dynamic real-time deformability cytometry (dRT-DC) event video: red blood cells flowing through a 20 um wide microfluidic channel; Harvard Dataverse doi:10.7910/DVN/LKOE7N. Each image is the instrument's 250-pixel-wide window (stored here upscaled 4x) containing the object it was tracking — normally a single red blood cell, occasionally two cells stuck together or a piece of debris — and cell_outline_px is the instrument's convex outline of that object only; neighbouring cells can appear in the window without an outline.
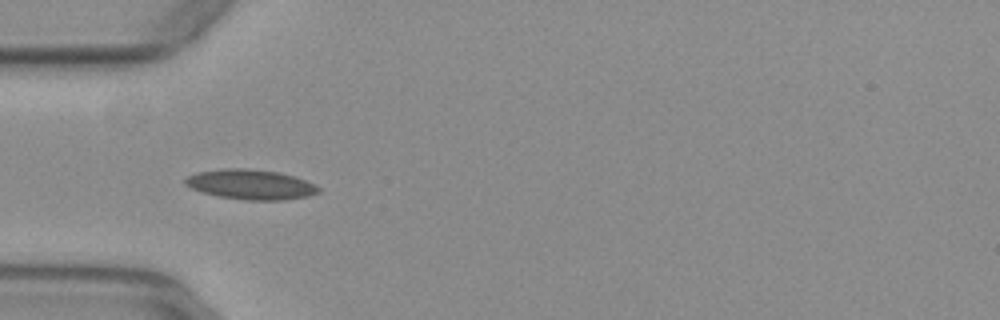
{"species": "common noctule bat (a hibernating species)", "species_latin": "Nyctalus noctula", "temperature_condition": "warm", "stored_images_in_passage": 37, "camera_frame_rate_fps": 3000, "um_per_image_px": 0.085, "animal": {"sex": "female", "body_mass_g": 29.2, "forearm_length_mm": 56.3}, "frame": {"image": 1, "passage_image": 1, "time_ms": 0.0, "image_size_px": [1000, 320], "cell_outline_px": [[320, 192], [308, 196], [284, 200], [248, 200], [220, 196], [204, 192], [192, 188], [184, 184], [184, 180], [188, 176], [196, 172], [224, 168], [248, 168], [280, 172], [296, 176], [316, 184], [320, 188]], "centroid_in_image_um": [21.36, 15.66], "position_along_channel_um": 63.6, "area_um2": 23.35}}
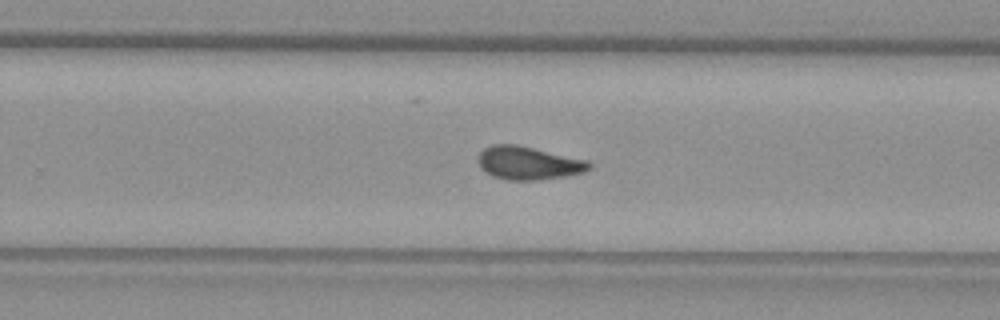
{"frame": {"image": 2, "passage_image": 18, "time_ms": 5.667, "image_size_px": [1000, 320], "cell_outline_px": [[592, 168], [584, 172], [564, 176], [540, 180], [504, 180], [492, 176], [484, 172], [480, 168], [476, 160], [480, 152], [484, 148], [492, 144], [516, 144], [588, 160], [592, 164]], "centroid_in_image_um": [44.88, 13.86], "position_along_channel_um": 284.9, "area_um2": 21.79}}
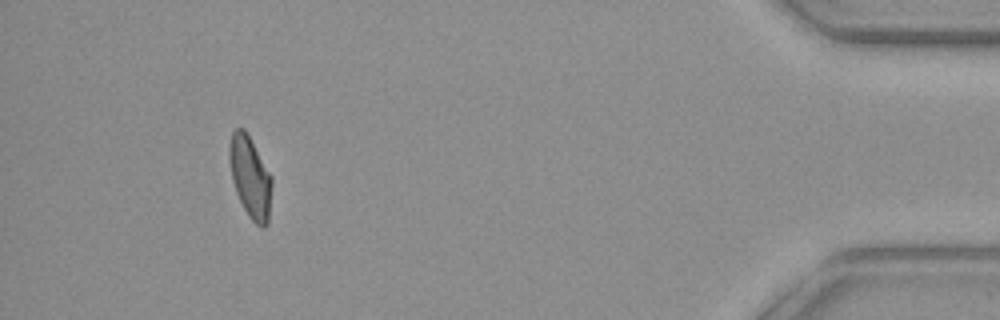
{"frame": {"image": 3, "passage_image": 33, "time_ms": 10.667, "image_size_px": [1000, 320], "cell_outline_px": [[272, 184], [268, 224], [264, 228], [260, 228], [248, 216], [236, 192], [232, 180], [228, 156], [228, 144], [232, 132], [236, 128], [244, 128], [272, 176]], "centroid_in_image_um": [21.26, 15.06], "position_along_channel_um": 413.9, "area_um2": 20.29}, "authors_computed_cell_mechanics": {"area_um2": 20.9236, "velocity_mm_per_s": 3.9324, "shape_relaxation_time_tau1_ms": null, "shape_relaxation_time_tau2_ms": 2.1651, "deformation_change_tau1": null, "deformation_change_tau2": 0.0827}}